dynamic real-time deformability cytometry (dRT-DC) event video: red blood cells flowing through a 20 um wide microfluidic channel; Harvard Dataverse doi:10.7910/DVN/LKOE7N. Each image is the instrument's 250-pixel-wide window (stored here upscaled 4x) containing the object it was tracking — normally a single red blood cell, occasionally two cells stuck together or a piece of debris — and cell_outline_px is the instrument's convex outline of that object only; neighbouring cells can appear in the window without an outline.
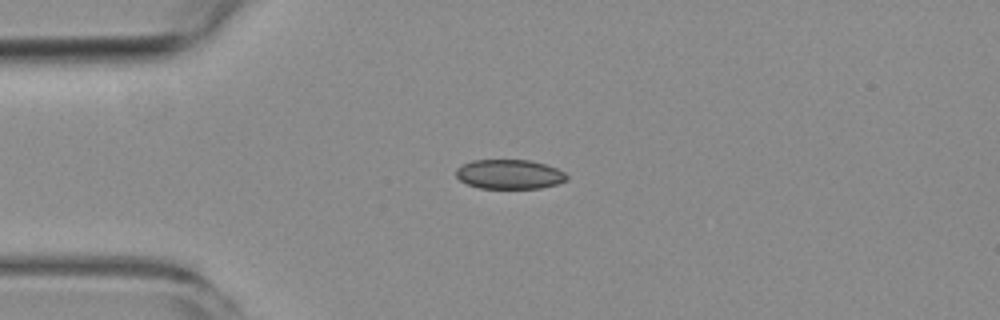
{"species": "common noctule bat (a hibernating species)", "species_latin": "Nyctalus noctula", "temperature_condition": "room temperature", "stored_images_in_passage": 2, "camera_frame_rate_fps": 3000, "um_per_image_px": 0.085, "animal": {"sex": "female", "body_mass_g": 19.3, "forearm_length_mm": 54.1}, "frame": {"image": 1, "passage_image": 1, "time_ms": 0.0, "image_size_px": [1000, 320], "cell_outline_px": [[568, 180], [556, 184], [540, 188], [480, 188], [468, 184], [460, 180], [456, 176], [456, 168], [472, 160], [532, 160], [556, 168], [564, 172], [568, 176]], "centroid_in_image_um": [43.31, 14.81], "position_along_channel_um": 41.7, "area_um2": 18.96}}